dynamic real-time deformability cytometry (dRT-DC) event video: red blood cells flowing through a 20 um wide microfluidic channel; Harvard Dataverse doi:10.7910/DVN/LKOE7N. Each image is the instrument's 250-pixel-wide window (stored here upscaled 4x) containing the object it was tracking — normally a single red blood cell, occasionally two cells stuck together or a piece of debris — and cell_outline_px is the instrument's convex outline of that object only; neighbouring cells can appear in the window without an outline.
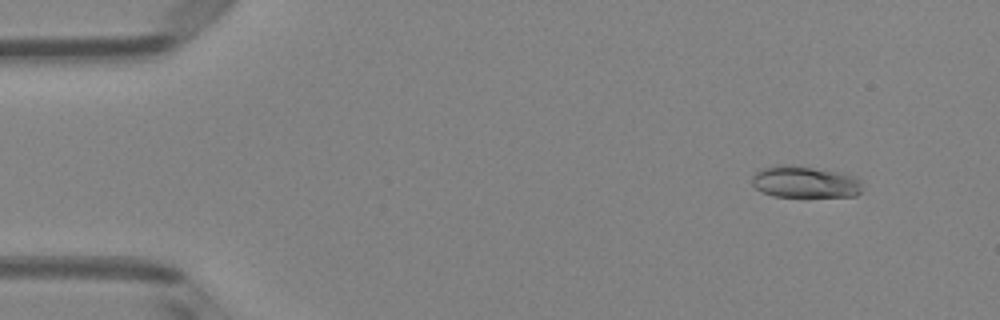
{"species": "Egyptian fruit bat (a non-hibernating species)", "species_latin": "Rousettus aegyptiacus", "temperature_condition": "room temperature", "stored_images_in_passage": 9, "camera_frame_rate_fps": 3000, "um_per_image_px": 0.085, "animal": {"sex": "female"}, "frame": {"image": 1, "passage_image": 2, "time_ms": 0.333, "image_size_px": [1000, 320], "cell_outline_px": [[860, 192], [856, 196], [772, 196], [760, 192], [752, 184], [752, 176], [760, 168], [776, 164], [784, 164], [812, 168], [836, 172], [856, 176], [860, 180]], "centroid_in_image_um": [68.35, 15.46], "position_along_channel_um": 16.6, "area_um2": 20.29}}
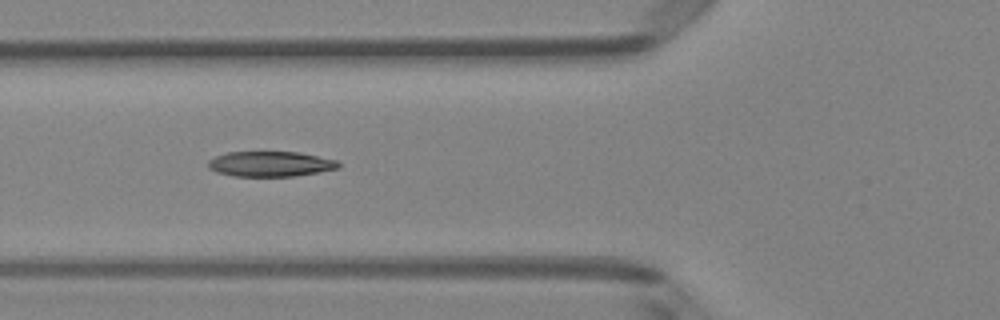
{"frame": {"image": 2, "passage_image": 6, "time_ms": 1.667, "image_size_px": [1000, 320], "cell_outline_px": [[340, 168], [320, 172], [292, 176], [232, 176], [216, 172], [208, 168], [208, 160], [216, 156], [228, 152], [300, 152], [336, 160], [340, 164]], "centroid_in_image_um": [22.98, 13.94], "position_along_channel_um": 102.8, "area_um2": 19.19}}
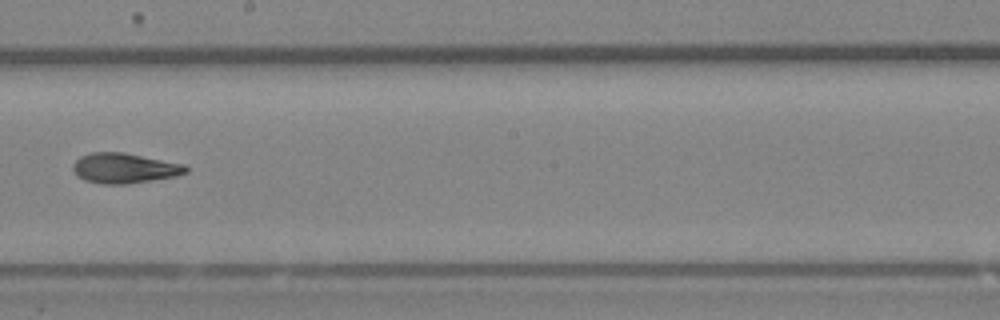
{"frame": {"image": 3, "passage_image": 9, "time_ms": 2.667, "image_size_px": [1000, 320], "cell_outline_px": [[188, 172], [176, 176], [128, 184], [100, 184], [84, 180], [76, 176], [72, 168], [72, 164], [80, 156], [92, 152], [124, 152], [184, 164], [188, 168]], "centroid_in_image_um": [10.55, 14.3], "position_along_channel_um": 237.7, "area_um2": 20.0}}